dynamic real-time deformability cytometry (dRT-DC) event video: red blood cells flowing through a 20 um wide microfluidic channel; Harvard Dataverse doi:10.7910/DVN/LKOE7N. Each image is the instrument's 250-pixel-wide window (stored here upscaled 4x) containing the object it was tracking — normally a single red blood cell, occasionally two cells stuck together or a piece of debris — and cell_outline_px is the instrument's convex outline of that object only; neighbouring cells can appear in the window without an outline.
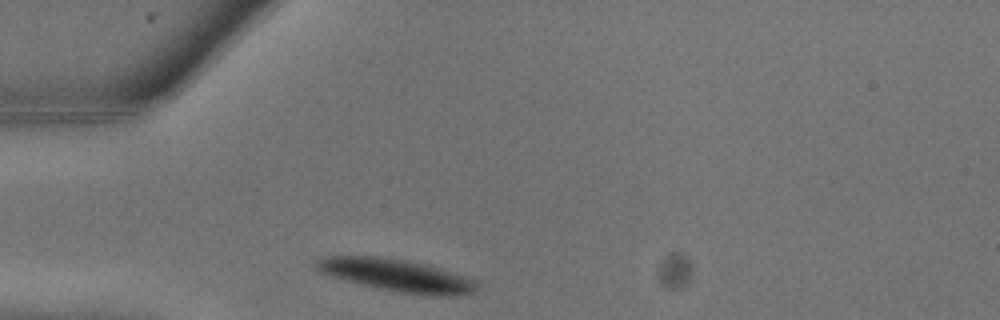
{"species": "common noctule bat (a hibernating species)", "species_latin": "Nyctalus noctula", "temperature_condition": "warm", "stored_images_in_passage": 3, "camera_frame_rate_fps": 3000, "um_per_image_px": 0.085, "animal": {"sex": "male", "body_mass_g": 13.3}, "frame": {"image": 1, "passage_image": 1, "time_ms": 0.0, "image_size_px": [1000, 320], "cell_outline_px": [[476, 288], [472, 292], [456, 296], [448, 296], [400, 292], [380, 288], [332, 276], [320, 272], [316, 268], [316, 260], [324, 256], [380, 256], [408, 260], [440, 268], [468, 276], [476, 280]], "centroid_in_image_um": [33.74, 23.38], "position_along_channel_um": 51.3, "area_um2": 29.88}}